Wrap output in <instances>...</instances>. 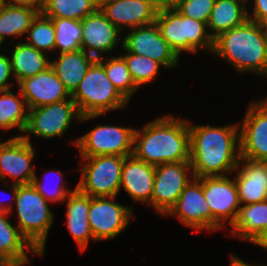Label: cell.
<instances>
[{
  "instance_id": "obj_36",
  "label": "cell",
  "mask_w": 267,
  "mask_h": 266,
  "mask_svg": "<svg viewBox=\"0 0 267 266\" xmlns=\"http://www.w3.org/2000/svg\"><path fill=\"white\" fill-rule=\"evenodd\" d=\"M216 0H178L173 8L181 15L208 23Z\"/></svg>"
},
{
  "instance_id": "obj_27",
  "label": "cell",
  "mask_w": 267,
  "mask_h": 266,
  "mask_svg": "<svg viewBox=\"0 0 267 266\" xmlns=\"http://www.w3.org/2000/svg\"><path fill=\"white\" fill-rule=\"evenodd\" d=\"M10 53L12 73L18 84L22 79L32 77L50 66L48 54L39 51L26 42L14 44Z\"/></svg>"
},
{
  "instance_id": "obj_19",
  "label": "cell",
  "mask_w": 267,
  "mask_h": 266,
  "mask_svg": "<svg viewBox=\"0 0 267 266\" xmlns=\"http://www.w3.org/2000/svg\"><path fill=\"white\" fill-rule=\"evenodd\" d=\"M17 85L28 109L71 98L51 66L35 76L22 79Z\"/></svg>"
},
{
  "instance_id": "obj_34",
  "label": "cell",
  "mask_w": 267,
  "mask_h": 266,
  "mask_svg": "<svg viewBox=\"0 0 267 266\" xmlns=\"http://www.w3.org/2000/svg\"><path fill=\"white\" fill-rule=\"evenodd\" d=\"M120 55L126 62L134 84L139 88L143 84H149L157 78L159 69L162 65L143 55L126 52Z\"/></svg>"
},
{
  "instance_id": "obj_10",
  "label": "cell",
  "mask_w": 267,
  "mask_h": 266,
  "mask_svg": "<svg viewBox=\"0 0 267 266\" xmlns=\"http://www.w3.org/2000/svg\"><path fill=\"white\" fill-rule=\"evenodd\" d=\"M193 178V170L189 161L170 162L155 166L151 207L159 215L165 216Z\"/></svg>"
},
{
  "instance_id": "obj_31",
  "label": "cell",
  "mask_w": 267,
  "mask_h": 266,
  "mask_svg": "<svg viewBox=\"0 0 267 266\" xmlns=\"http://www.w3.org/2000/svg\"><path fill=\"white\" fill-rule=\"evenodd\" d=\"M103 57L98 58L97 61L104 67L109 80L113 86L120 92V94L129 102L131 96L139 89L131 77L130 71L127 68L126 62L119 55L118 57Z\"/></svg>"
},
{
  "instance_id": "obj_39",
  "label": "cell",
  "mask_w": 267,
  "mask_h": 266,
  "mask_svg": "<svg viewBox=\"0 0 267 266\" xmlns=\"http://www.w3.org/2000/svg\"><path fill=\"white\" fill-rule=\"evenodd\" d=\"M2 2L31 7L40 13L42 12L46 4V0H2Z\"/></svg>"
},
{
  "instance_id": "obj_33",
  "label": "cell",
  "mask_w": 267,
  "mask_h": 266,
  "mask_svg": "<svg viewBox=\"0 0 267 266\" xmlns=\"http://www.w3.org/2000/svg\"><path fill=\"white\" fill-rule=\"evenodd\" d=\"M25 40L27 44L39 51H55V29L51 18L39 13L28 29ZM47 51V52H46Z\"/></svg>"
},
{
  "instance_id": "obj_8",
  "label": "cell",
  "mask_w": 267,
  "mask_h": 266,
  "mask_svg": "<svg viewBox=\"0 0 267 266\" xmlns=\"http://www.w3.org/2000/svg\"><path fill=\"white\" fill-rule=\"evenodd\" d=\"M75 102L70 98L57 103L28 109V122L22 137L29 143L31 135L44 140L62 136L70 129L73 120H81Z\"/></svg>"
},
{
  "instance_id": "obj_46",
  "label": "cell",
  "mask_w": 267,
  "mask_h": 266,
  "mask_svg": "<svg viewBox=\"0 0 267 266\" xmlns=\"http://www.w3.org/2000/svg\"><path fill=\"white\" fill-rule=\"evenodd\" d=\"M31 261L23 263V264H14L13 266H26L27 264H30Z\"/></svg>"
},
{
  "instance_id": "obj_18",
  "label": "cell",
  "mask_w": 267,
  "mask_h": 266,
  "mask_svg": "<svg viewBox=\"0 0 267 266\" xmlns=\"http://www.w3.org/2000/svg\"><path fill=\"white\" fill-rule=\"evenodd\" d=\"M81 27V49L96 59L103 57L104 53L112 52L121 39L120 37H123L122 32L106 17L100 8L82 19Z\"/></svg>"
},
{
  "instance_id": "obj_43",
  "label": "cell",
  "mask_w": 267,
  "mask_h": 266,
  "mask_svg": "<svg viewBox=\"0 0 267 266\" xmlns=\"http://www.w3.org/2000/svg\"><path fill=\"white\" fill-rule=\"evenodd\" d=\"M14 264L15 263H13L12 261L6 258L0 257V266H13Z\"/></svg>"
},
{
  "instance_id": "obj_9",
  "label": "cell",
  "mask_w": 267,
  "mask_h": 266,
  "mask_svg": "<svg viewBox=\"0 0 267 266\" xmlns=\"http://www.w3.org/2000/svg\"><path fill=\"white\" fill-rule=\"evenodd\" d=\"M134 128L98 124L73 142L80 157L100 155L130 156L133 152Z\"/></svg>"
},
{
  "instance_id": "obj_17",
  "label": "cell",
  "mask_w": 267,
  "mask_h": 266,
  "mask_svg": "<svg viewBox=\"0 0 267 266\" xmlns=\"http://www.w3.org/2000/svg\"><path fill=\"white\" fill-rule=\"evenodd\" d=\"M99 8L122 33L155 23L159 9L151 0H101Z\"/></svg>"
},
{
  "instance_id": "obj_5",
  "label": "cell",
  "mask_w": 267,
  "mask_h": 266,
  "mask_svg": "<svg viewBox=\"0 0 267 266\" xmlns=\"http://www.w3.org/2000/svg\"><path fill=\"white\" fill-rule=\"evenodd\" d=\"M80 112V122L98 118L109 111L124 109L128 101L113 86L104 67L96 60L71 94Z\"/></svg>"
},
{
  "instance_id": "obj_47",
  "label": "cell",
  "mask_w": 267,
  "mask_h": 266,
  "mask_svg": "<svg viewBox=\"0 0 267 266\" xmlns=\"http://www.w3.org/2000/svg\"><path fill=\"white\" fill-rule=\"evenodd\" d=\"M4 43V41L0 38V50L2 51V49H3V46H2V44ZM2 48V49H1ZM1 51H0V54H1Z\"/></svg>"
},
{
  "instance_id": "obj_6",
  "label": "cell",
  "mask_w": 267,
  "mask_h": 266,
  "mask_svg": "<svg viewBox=\"0 0 267 266\" xmlns=\"http://www.w3.org/2000/svg\"><path fill=\"white\" fill-rule=\"evenodd\" d=\"M155 23L164 40L180 57L182 52L195 54L198 49L212 52L214 40L207 24L181 15L173 7L159 8Z\"/></svg>"
},
{
  "instance_id": "obj_41",
  "label": "cell",
  "mask_w": 267,
  "mask_h": 266,
  "mask_svg": "<svg viewBox=\"0 0 267 266\" xmlns=\"http://www.w3.org/2000/svg\"><path fill=\"white\" fill-rule=\"evenodd\" d=\"M158 8L173 7L178 0H151Z\"/></svg>"
},
{
  "instance_id": "obj_37",
  "label": "cell",
  "mask_w": 267,
  "mask_h": 266,
  "mask_svg": "<svg viewBox=\"0 0 267 266\" xmlns=\"http://www.w3.org/2000/svg\"><path fill=\"white\" fill-rule=\"evenodd\" d=\"M13 76L10 56L5 55L4 52L0 54V91L10 90L13 83H9Z\"/></svg>"
},
{
  "instance_id": "obj_30",
  "label": "cell",
  "mask_w": 267,
  "mask_h": 266,
  "mask_svg": "<svg viewBox=\"0 0 267 266\" xmlns=\"http://www.w3.org/2000/svg\"><path fill=\"white\" fill-rule=\"evenodd\" d=\"M98 8V0H46L41 13L48 18H67L81 21Z\"/></svg>"
},
{
  "instance_id": "obj_1",
  "label": "cell",
  "mask_w": 267,
  "mask_h": 266,
  "mask_svg": "<svg viewBox=\"0 0 267 266\" xmlns=\"http://www.w3.org/2000/svg\"><path fill=\"white\" fill-rule=\"evenodd\" d=\"M239 125L216 127L189 121V162L194 178L233 174L241 158Z\"/></svg>"
},
{
  "instance_id": "obj_35",
  "label": "cell",
  "mask_w": 267,
  "mask_h": 266,
  "mask_svg": "<svg viewBox=\"0 0 267 266\" xmlns=\"http://www.w3.org/2000/svg\"><path fill=\"white\" fill-rule=\"evenodd\" d=\"M47 173V174H46ZM42 180H40L35 174L34 178L32 179V186L49 202V203H56V202H64L67 196L72 193L76 187L71 190L70 188L66 187V184L63 182L65 181L63 173L59 170H50L46 171ZM53 175L55 179L52 181H44L45 179L48 180L50 175ZM49 175V176H48ZM50 177V178H52ZM49 178V179H50ZM53 179V178H52ZM54 181H58L56 184ZM52 182V183H51ZM46 183V184H45ZM54 185V186H53Z\"/></svg>"
},
{
  "instance_id": "obj_32",
  "label": "cell",
  "mask_w": 267,
  "mask_h": 266,
  "mask_svg": "<svg viewBox=\"0 0 267 266\" xmlns=\"http://www.w3.org/2000/svg\"><path fill=\"white\" fill-rule=\"evenodd\" d=\"M55 29V51L68 53L81 50V21L67 18H51Z\"/></svg>"
},
{
  "instance_id": "obj_22",
  "label": "cell",
  "mask_w": 267,
  "mask_h": 266,
  "mask_svg": "<svg viewBox=\"0 0 267 266\" xmlns=\"http://www.w3.org/2000/svg\"><path fill=\"white\" fill-rule=\"evenodd\" d=\"M64 202L67 203L66 225L68 231L76 241L79 250L83 252L87 249L90 240L95 242L88 221L90 196L76 188Z\"/></svg>"
},
{
  "instance_id": "obj_45",
  "label": "cell",
  "mask_w": 267,
  "mask_h": 266,
  "mask_svg": "<svg viewBox=\"0 0 267 266\" xmlns=\"http://www.w3.org/2000/svg\"><path fill=\"white\" fill-rule=\"evenodd\" d=\"M265 77H267V73L264 75ZM262 105L266 106L267 107V96L266 98H264L263 100L260 99L259 101Z\"/></svg>"
},
{
  "instance_id": "obj_20",
  "label": "cell",
  "mask_w": 267,
  "mask_h": 266,
  "mask_svg": "<svg viewBox=\"0 0 267 266\" xmlns=\"http://www.w3.org/2000/svg\"><path fill=\"white\" fill-rule=\"evenodd\" d=\"M235 171L234 180L241 205L267 200V161L240 158Z\"/></svg>"
},
{
  "instance_id": "obj_25",
  "label": "cell",
  "mask_w": 267,
  "mask_h": 266,
  "mask_svg": "<svg viewBox=\"0 0 267 266\" xmlns=\"http://www.w3.org/2000/svg\"><path fill=\"white\" fill-rule=\"evenodd\" d=\"M247 0H216L207 23L208 32L214 40L228 30L248 20Z\"/></svg>"
},
{
  "instance_id": "obj_14",
  "label": "cell",
  "mask_w": 267,
  "mask_h": 266,
  "mask_svg": "<svg viewBox=\"0 0 267 266\" xmlns=\"http://www.w3.org/2000/svg\"><path fill=\"white\" fill-rule=\"evenodd\" d=\"M35 156L32 143L23 137H13L0 141V181L7 186L8 176L12 184L29 185L36 172L31 162Z\"/></svg>"
},
{
  "instance_id": "obj_15",
  "label": "cell",
  "mask_w": 267,
  "mask_h": 266,
  "mask_svg": "<svg viewBox=\"0 0 267 266\" xmlns=\"http://www.w3.org/2000/svg\"><path fill=\"white\" fill-rule=\"evenodd\" d=\"M202 183L205 199L212 217L224 228L229 221H235L241 206L238 189L230 176H204L198 178Z\"/></svg>"
},
{
  "instance_id": "obj_16",
  "label": "cell",
  "mask_w": 267,
  "mask_h": 266,
  "mask_svg": "<svg viewBox=\"0 0 267 266\" xmlns=\"http://www.w3.org/2000/svg\"><path fill=\"white\" fill-rule=\"evenodd\" d=\"M246 108L240 129V156L267 161V107L254 100Z\"/></svg>"
},
{
  "instance_id": "obj_7",
  "label": "cell",
  "mask_w": 267,
  "mask_h": 266,
  "mask_svg": "<svg viewBox=\"0 0 267 266\" xmlns=\"http://www.w3.org/2000/svg\"><path fill=\"white\" fill-rule=\"evenodd\" d=\"M127 156L81 157L80 181L76 188L90 197H113L121 190L122 166Z\"/></svg>"
},
{
  "instance_id": "obj_40",
  "label": "cell",
  "mask_w": 267,
  "mask_h": 266,
  "mask_svg": "<svg viewBox=\"0 0 267 266\" xmlns=\"http://www.w3.org/2000/svg\"><path fill=\"white\" fill-rule=\"evenodd\" d=\"M230 266H263L261 264H249L248 262L242 260L241 258L237 257L236 255H230Z\"/></svg>"
},
{
  "instance_id": "obj_4",
  "label": "cell",
  "mask_w": 267,
  "mask_h": 266,
  "mask_svg": "<svg viewBox=\"0 0 267 266\" xmlns=\"http://www.w3.org/2000/svg\"><path fill=\"white\" fill-rule=\"evenodd\" d=\"M12 202L7 204V212L13 209L16 203L17 224L20 233L42 255L45 253V243L48 232L53 224L54 214L49 207V202L32 186L10 185ZM14 200V201H13Z\"/></svg>"
},
{
  "instance_id": "obj_11",
  "label": "cell",
  "mask_w": 267,
  "mask_h": 266,
  "mask_svg": "<svg viewBox=\"0 0 267 266\" xmlns=\"http://www.w3.org/2000/svg\"><path fill=\"white\" fill-rule=\"evenodd\" d=\"M177 217L186 227L196 232L221 230L223 227L212 217L209 205L205 199L202 183L193 178L184 188L175 205L165 215Z\"/></svg>"
},
{
  "instance_id": "obj_38",
  "label": "cell",
  "mask_w": 267,
  "mask_h": 266,
  "mask_svg": "<svg viewBox=\"0 0 267 266\" xmlns=\"http://www.w3.org/2000/svg\"><path fill=\"white\" fill-rule=\"evenodd\" d=\"M248 1V0H247ZM251 1V0H249ZM253 10L247 13L248 19L259 24H267V0H252Z\"/></svg>"
},
{
  "instance_id": "obj_24",
  "label": "cell",
  "mask_w": 267,
  "mask_h": 266,
  "mask_svg": "<svg viewBox=\"0 0 267 266\" xmlns=\"http://www.w3.org/2000/svg\"><path fill=\"white\" fill-rule=\"evenodd\" d=\"M267 230V200L241 205L231 225V235L239 240L254 243Z\"/></svg>"
},
{
  "instance_id": "obj_3",
  "label": "cell",
  "mask_w": 267,
  "mask_h": 266,
  "mask_svg": "<svg viewBox=\"0 0 267 266\" xmlns=\"http://www.w3.org/2000/svg\"><path fill=\"white\" fill-rule=\"evenodd\" d=\"M212 53L235 67L239 74L253 72L264 77L267 73L266 25L246 20L215 38Z\"/></svg>"
},
{
  "instance_id": "obj_21",
  "label": "cell",
  "mask_w": 267,
  "mask_h": 266,
  "mask_svg": "<svg viewBox=\"0 0 267 266\" xmlns=\"http://www.w3.org/2000/svg\"><path fill=\"white\" fill-rule=\"evenodd\" d=\"M154 178L155 166L149 165L133 155L125 157L120 188H123L134 202L151 206Z\"/></svg>"
},
{
  "instance_id": "obj_28",
  "label": "cell",
  "mask_w": 267,
  "mask_h": 266,
  "mask_svg": "<svg viewBox=\"0 0 267 266\" xmlns=\"http://www.w3.org/2000/svg\"><path fill=\"white\" fill-rule=\"evenodd\" d=\"M39 13L31 7L2 2L0 4V38L3 41L7 37L22 39Z\"/></svg>"
},
{
  "instance_id": "obj_42",
  "label": "cell",
  "mask_w": 267,
  "mask_h": 266,
  "mask_svg": "<svg viewBox=\"0 0 267 266\" xmlns=\"http://www.w3.org/2000/svg\"><path fill=\"white\" fill-rule=\"evenodd\" d=\"M253 244L267 249V230L262 235H260Z\"/></svg>"
},
{
  "instance_id": "obj_44",
  "label": "cell",
  "mask_w": 267,
  "mask_h": 266,
  "mask_svg": "<svg viewBox=\"0 0 267 266\" xmlns=\"http://www.w3.org/2000/svg\"><path fill=\"white\" fill-rule=\"evenodd\" d=\"M3 202V203H2ZM0 201V212H7V205L4 204L5 202L4 201Z\"/></svg>"
},
{
  "instance_id": "obj_13",
  "label": "cell",
  "mask_w": 267,
  "mask_h": 266,
  "mask_svg": "<svg viewBox=\"0 0 267 266\" xmlns=\"http://www.w3.org/2000/svg\"><path fill=\"white\" fill-rule=\"evenodd\" d=\"M127 31L121 42L125 52L143 55L159 62L166 69L179 65V56L161 36L156 23L136 27Z\"/></svg>"
},
{
  "instance_id": "obj_26",
  "label": "cell",
  "mask_w": 267,
  "mask_h": 266,
  "mask_svg": "<svg viewBox=\"0 0 267 266\" xmlns=\"http://www.w3.org/2000/svg\"><path fill=\"white\" fill-rule=\"evenodd\" d=\"M10 215V212H0V257L15 264H23L30 261L28 251L42 256L20 233L18 227L10 223Z\"/></svg>"
},
{
  "instance_id": "obj_29",
  "label": "cell",
  "mask_w": 267,
  "mask_h": 266,
  "mask_svg": "<svg viewBox=\"0 0 267 266\" xmlns=\"http://www.w3.org/2000/svg\"><path fill=\"white\" fill-rule=\"evenodd\" d=\"M16 95L10 90L0 91V129H15L22 134L14 137H22L28 122V107L20 90Z\"/></svg>"
},
{
  "instance_id": "obj_23",
  "label": "cell",
  "mask_w": 267,
  "mask_h": 266,
  "mask_svg": "<svg viewBox=\"0 0 267 266\" xmlns=\"http://www.w3.org/2000/svg\"><path fill=\"white\" fill-rule=\"evenodd\" d=\"M96 60L81 49L59 54L58 58L50 60V66L71 95Z\"/></svg>"
},
{
  "instance_id": "obj_12",
  "label": "cell",
  "mask_w": 267,
  "mask_h": 266,
  "mask_svg": "<svg viewBox=\"0 0 267 266\" xmlns=\"http://www.w3.org/2000/svg\"><path fill=\"white\" fill-rule=\"evenodd\" d=\"M116 197H90L88 221L95 242L117 237L135 215L132 207L116 203Z\"/></svg>"
},
{
  "instance_id": "obj_2",
  "label": "cell",
  "mask_w": 267,
  "mask_h": 266,
  "mask_svg": "<svg viewBox=\"0 0 267 266\" xmlns=\"http://www.w3.org/2000/svg\"><path fill=\"white\" fill-rule=\"evenodd\" d=\"M132 155L153 166L189 161V121L168 114L135 128Z\"/></svg>"
}]
</instances>
